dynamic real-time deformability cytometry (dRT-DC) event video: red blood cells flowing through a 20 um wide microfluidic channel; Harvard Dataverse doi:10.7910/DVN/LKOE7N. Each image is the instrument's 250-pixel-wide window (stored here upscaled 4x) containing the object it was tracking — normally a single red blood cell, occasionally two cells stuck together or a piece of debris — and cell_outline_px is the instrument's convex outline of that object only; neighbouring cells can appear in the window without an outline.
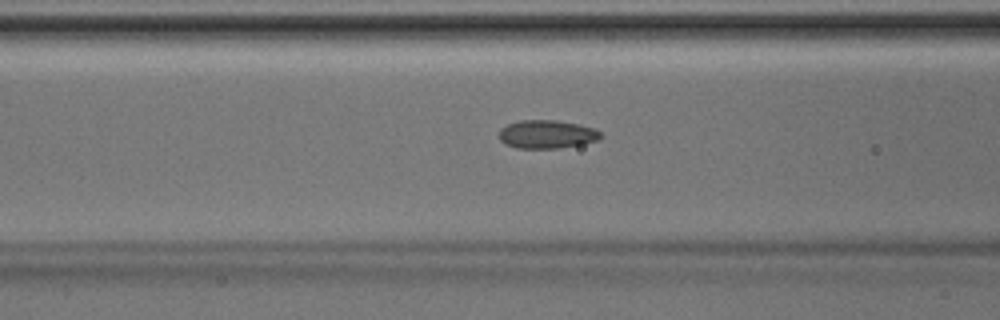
{"species": "Egyptian fruit bat (a non-hibernating species)", "species_latin": "Rousettus aegyptiacus", "temperature_condition": "room temperature", "stored_images_in_passage": 38, "camera_frame_rate_fps": 3000, "um_per_image_px": 0.085, "animal": {"sex": "male"}, "frame": {"image": 1, "passage_image": 19, "time_ms": 6.0, "image_size_px": [1000, 320], "cell_outline_px": [[604, 136], [600, 140], [560, 148], [516, 148], [504, 144], [500, 140], [500, 128], [508, 124], [520, 120], [556, 120], [580, 124], [596, 128]], "centroid_in_image_um": [46.52, 11.41], "position_along_channel_um": 120.1, "area_um2": 16.99}}
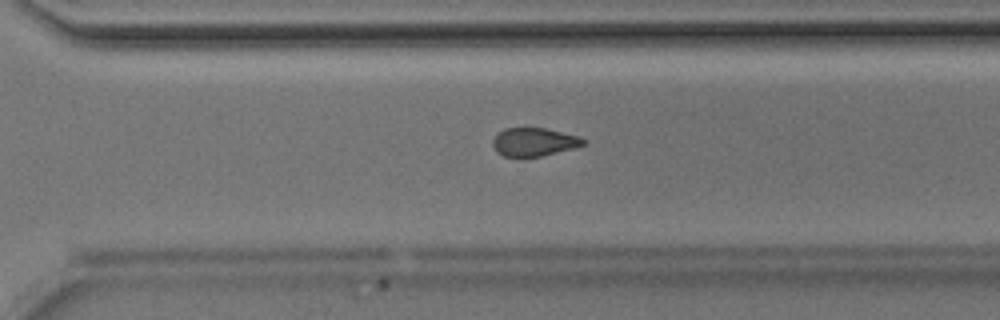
{"frame": {"image": 2, "passage_image": 33, "time_ms": 10.667, "image_size_px": [1000, 320], "cell_outline_px": [[588, 140], [584, 144], [576, 148], [540, 156], [520, 160], [504, 156], [496, 152], [492, 144], [492, 140], [504, 128], [544, 128], [580, 136]], "centroid_in_image_um": [45.39, 12.11], "position_along_channel_um": 325.2, "area_um2": 15.43}}
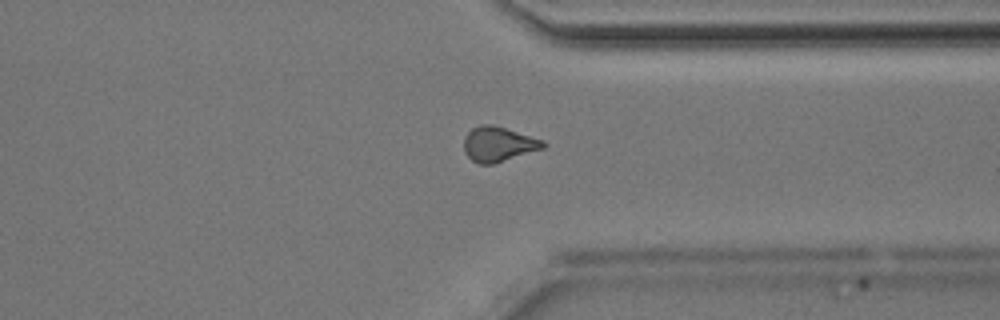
{"frame": {"image": 3, "passage_image": 36, "time_ms": 11.667, "image_size_px": [1000, 320], "cell_outline_px": [[548, 144], [544, 148], [492, 164], [480, 164], [472, 160], [464, 152], [464, 136], [472, 128], [480, 124], [492, 124], [544, 140]], "centroid_in_image_um": [42.36, 12.24], "position_along_channel_um": 369.0, "area_um2": 16.07}}